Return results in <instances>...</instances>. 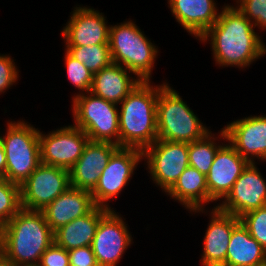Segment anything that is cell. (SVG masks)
Returning <instances> with one entry per match:
<instances>
[{
	"mask_svg": "<svg viewBox=\"0 0 266 266\" xmlns=\"http://www.w3.org/2000/svg\"><path fill=\"white\" fill-rule=\"evenodd\" d=\"M142 159V150L136 148L119 147L112 154L100 174L97 185L91 191L96 206L111 210L107 202L121 193Z\"/></svg>",
	"mask_w": 266,
	"mask_h": 266,
	"instance_id": "30bf717a",
	"label": "cell"
},
{
	"mask_svg": "<svg viewBox=\"0 0 266 266\" xmlns=\"http://www.w3.org/2000/svg\"><path fill=\"white\" fill-rule=\"evenodd\" d=\"M65 65L67 76L78 90L86 94L90 92L93 83V74L83 65V63L72 57L67 51L65 52Z\"/></svg>",
	"mask_w": 266,
	"mask_h": 266,
	"instance_id": "83f0119b",
	"label": "cell"
},
{
	"mask_svg": "<svg viewBox=\"0 0 266 266\" xmlns=\"http://www.w3.org/2000/svg\"><path fill=\"white\" fill-rule=\"evenodd\" d=\"M88 95L78 93L72 98L75 121L73 125L82 129L90 141L108 142L120 146L117 104L97 97L91 92H88Z\"/></svg>",
	"mask_w": 266,
	"mask_h": 266,
	"instance_id": "52a82bcc",
	"label": "cell"
},
{
	"mask_svg": "<svg viewBox=\"0 0 266 266\" xmlns=\"http://www.w3.org/2000/svg\"><path fill=\"white\" fill-rule=\"evenodd\" d=\"M69 187V170L41 163L20 186L21 207L42 211Z\"/></svg>",
	"mask_w": 266,
	"mask_h": 266,
	"instance_id": "9c48e42d",
	"label": "cell"
},
{
	"mask_svg": "<svg viewBox=\"0 0 266 266\" xmlns=\"http://www.w3.org/2000/svg\"><path fill=\"white\" fill-rule=\"evenodd\" d=\"M265 262V249L240 221L233 228L223 266H258Z\"/></svg>",
	"mask_w": 266,
	"mask_h": 266,
	"instance_id": "cb8c5ba5",
	"label": "cell"
},
{
	"mask_svg": "<svg viewBox=\"0 0 266 266\" xmlns=\"http://www.w3.org/2000/svg\"><path fill=\"white\" fill-rule=\"evenodd\" d=\"M248 164L229 142L222 143L206 175L209 197L213 201L224 199Z\"/></svg>",
	"mask_w": 266,
	"mask_h": 266,
	"instance_id": "2e32d148",
	"label": "cell"
},
{
	"mask_svg": "<svg viewBox=\"0 0 266 266\" xmlns=\"http://www.w3.org/2000/svg\"><path fill=\"white\" fill-rule=\"evenodd\" d=\"M236 8L259 29H266V0H237ZM240 3V4H239Z\"/></svg>",
	"mask_w": 266,
	"mask_h": 266,
	"instance_id": "f546056e",
	"label": "cell"
},
{
	"mask_svg": "<svg viewBox=\"0 0 266 266\" xmlns=\"http://www.w3.org/2000/svg\"><path fill=\"white\" fill-rule=\"evenodd\" d=\"M217 21L200 37L210 39L219 66L247 67L266 54V46L250 22L235 6L224 5Z\"/></svg>",
	"mask_w": 266,
	"mask_h": 266,
	"instance_id": "6da1fadb",
	"label": "cell"
},
{
	"mask_svg": "<svg viewBox=\"0 0 266 266\" xmlns=\"http://www.w3.org/2000/svg\"><path fill=\"white\" fill-rule=\"evenodd\" d=\"M240 221L266 251V206L244 214Z\"/></svg>",
	"mask_w": 266,
	"mask_h": 266,
	"instance_id": "f1b7e54d",
	"label": "cell"
},
{
	"mask_svg": "<svg viewBox=\"0 0 266 266\" xmlns=\"http://www.w3.org/2000/svg\"><path fill=\"white\" fill-rule=\"evenodd\" d=\"M129 72V73H128ZM131 72L123 66L111 63L93 74L90 92L106 101L120 104L141 82L137 77H130Z\"/></svg>",
	"mask_w": 266,
	"mask_h": 266,
	"instance_id": "44dd1931",
	"label": "cell"
},
{
	"mask_svg": "<svg viewBox=\"0 0 266 266\" xmlns=\"http://www.w3.org/2000/svg\"><path fill=\"white\" fill-rule=\"evenodd\" d=\"M6 154L3 148V145L0 142V178H4L6 174Z\"/></svg>",
	"mask_w": 266,
	"mask_h": 266,
	"instance_id": "836d02e7",
	"label": "cell"
},
{
	"mask_svg": "<svg viewBox=\"0 0 266 266\" xmlns=\"http://www.w3.org/2000/svg\"><path fill=\"white\" fill-rule=\"evenodd\" d=\"M108 211L107 208L96 206L87 215L59 227L54 231V242L67 251L91 246L99 221Z\"/></svg>",
	"mask_w": 266,
	"mask_h": 266,
	"instance_id": "7402d4cb",
	"label": "cell"
},
{
	"mask_svg": "<svg viewBox=\"0 0 266 266\" xmlns=\"http://www.w3.org/2000/svg\"><path fill=\"white\" fill-rule=\"evenodd\" d=\"M70 266H98L91 246H83L68 251Z\"/></svg>",
	"mask_w": 266,
	"mask_h": 266,
	"instance_id": "d6a6232c",
	"label": "cell"
},
{
	"mask_svg": "<svg viewBox=\"0 0 266 266\" xmlns=\"http://www.w3.org/2000/svg\"><path fill=\"white\" fill-rule=\"evenodd\" d=\"M141 81L120 103V147L144 150L157 139L156 104L159 86Z\"/></svg>",
	"mask_w": 266,
	"mask_h": 266,
	"instance_id": "3957f363",
	"label": "cell"
},
{
	"mask_svg": "<svg viewBox=\"0 0 266 266\" xmlns=\"http://www.w3.org/2000/svg\"><path fill=\"white\" fill-rule=\"evenodd\" d=\"M122 217L109 210L99 221L92 242V250L98 266H117L132 237Z\"/></svg>",
	"mask_w": 266,
	"mask_h": 266,
	"instance_id": "4fadbf2b",
	"label": "cell"
},
{
	"mask_svg": "<svg viewBox=\"0 0 266 266\" xmlns=\"http://www.w3.org/2000/svg\"><path fill=\"white\" fill-rule=\"evenodd\" d=\"M167 193L190 212H203L204 204L213 202L208 194L206 175L191 166L184 170Z\"/></svg>",
	"mask_w": 266,
	"mask_h": 266,
	"instance_id": "603a6c76",
	"label": "cell"
},
{
	"mask_svg": "<svg viewBox=\"0 0 266 266\" xmlns=\"http://www.w3.org/2000/svg\"><path fill=\"white\" fill-rule=\"evenodd\" d=\"M119 147L113 143L89 140L80 158L69 169L71 187L91 192L112 154Z\"/></svg>",
	"mask_w": 266,
	"mask_h": 266,
	"instance_id": "e0dca14e",
	"label": "cell"
},
{
	"mask_svg": "<svg viewBox=\"0 0 266 266\" xmlns=\"http://www.w3.org/2000/svg\"><path fill=\"white\" fill-rule=\"evenodd\" d=\"M66 51L95 74L112 63L109 44L66 47Z\"/></svg>",
	"mask_w": 266,
	"mask_h": 266,
	"instance_id": "d4e9b609",
	"label": "cell"
},
{
	"mask_svg": "<svg viewBox=\"0 0 266 266\" xmlns=\"http://www.w3.org/2000/svg\"><path fill=\"white\" fill-rule=\"evenodd\" d=\"M258 266H266V262L264 264L258 265Z\"/></svg>",
	"mask_w": 266,
	"mask_h": 266,
	"instance_id": "d590c367",
	"label": "cell"
},
{
	"mask_svg": "<svg viewBox=\"0 0 266 266\" xmlns=\"http://www.w3.org/2000/svg\"><path fill=\"white\" fill-rule=\"evenodd\" d=\"M211 132L203 138L189 143L188 156L189 166L196 168L199 172L207 175L213 164L217 150L222 145H217Z\"/></svg>",
	"mask_w": 266,
	"mask_h": 266,
	"instance_id": "484cf974",
	"label": "cell"
},
{
	"mask_svg": "<svg viewBox=\"0 0 266 266\" xmlns=\"http://www.w3.org/2000/svg\"><path fill=\"white\" fill-rule=\"evenodd\" d=\"M39 131L24 121L7 123V133L0 136L6 154L8 181L22 185L41 164Z\"/></svg>",
	"mask_w": 266,
	"mask_h": 266,
	"instance_id": "8992f818",
	"label": "cell"
},
{
	"mask_svg": "<svg viewBox=\"0 0 266 266\" xmlns=\"http://www.w3.org/2000/svg\"><path fill=\"white\" fill-rule=\"evenodd\" d=\"M95 207L90 191L69 187L41 212L50 228L55 231L74 219L87 215Z\"/></svg>",
	"mask_w": 266,
	"mask_h": 266,
	"instance_id": "d6986e66",
	"label": "cell"
},
{
	"mask_svg": "<svg viewBox=\"0 0 266 266\" xmlns=\"http://www.w3.org/2000/svg\"><path fill=\"white\" fill-rule=\"evenodd\" d=\"M211 221L204 236V247L201 258L203 266H223L233 228L240 218L220 211L214 207Z\"/></svg>",
	"mask_w": 266,
	"mask_h": 266,
	"instance_id": "ac0fdd59",
	"label": "cell"
},
{
	"mask_svg": "<svg viewBox=\"0 0 266 266\" xmlns=\"http://www.w3.org/2000/svg\"><path fill=\"white\" fill-rule=\"evenodd\" d=\"M258 170L255 163H249L224 201L215 207L240 218L250 211L266 206V180Z\"/></svg>",
	"mask_w": 266,
	"mask_h": 266,
	"instance_id": "7c38bea8",
	"label": "cell"
},
{
	"mask_svg": "<svg viewBox=\"0 0 266 266\" xmlns=\"http://www.w3.org/2000/svg\"><path fill=\"white\" fill-rule=\"evenodd\" d=\"M109 48L112 63L128 69L140 81H150L158 50L135 22L111 25Z\"/></svg>",
	"mask_w": 266,
	"mask_h": 266,
	"instance_id": "5b68a950",
	"label": "cell"
},
{
	"mask_svg": "<svg viewBox=\"0 0 266 266\" xmlns=\"http://www.w3.org/2000/svg\"><path fill=\"white\" fill-rule=\"evenodd\" d=\"M156 115L161 140L191 143L210 132L167 82L159 86Z\"/></svg>",
	"mask_w": 266,
	"mask_h": 266,
	"instance_id": "277c9868",
	"label": "cell"
},
{
	"mask_svg": "<svg viewBox=\"0 0 266 266\" xmlns=\"http://www.w3.org/2000/svg\"><path fill=\"white\" fill-rule=\"evenodd\" d=\"M41 163L69 170L83 153L89 137L75 125L53 130L47 135L39 131Z\"/></svg>",
	"mask_w": 266,
	"mask_h": 266,
	"instance_id": "8fae6325",
	"label": "cell"
},
{
	"mask_svg": "<svg viewBox=\"0 0 266 266\" xmlns=\"http://www.w3.org/2000/svg\"><path fill=\"white\" fill-rule=\"evenodd\" d=\"M11 56L0 55V93H4L18 79V72Z\"/></svg>",
	"mask_w": 266,
	"mask_h": 266,
	"instance_id": "1f68e13d",
	"label": "cell"
},
{
	"mask_svg": "<svg viewBox=\"0 0 266 266\" xmlns=\"http://www.w3.org/2000/svg\"><path fill=\"white\" fill-rule=\"evenodd\" d=\"M214 2V0H168L176 21L198 40L219 17L220 13Z\"/></svg>",
	"mask_w": 266,
	"mask_h": 266,
	"instance_id": "ffe728a7",
	"label": "cell"
},
{
	"mask_svg": "<svg viewBox=\"0 0 266 266\" xmlns=\"http://www.w3.org/2000/svg\"><path fill=\"white\" fill-rule=\"evenodd\" d=\"M21 209L20 185L0 178V228Z\"/></svg>",
	"mask_w": 266,
	"mask_h": 266,
	"instance_id": "4316f807",
	"label": "cell"
},
{
	"mask_svg": "<svg viewBox=\"0 0 266 266\" xmlns=\"http://www.w3.org/2000/svg\"><path fill=\"white\" fill-rule=\"evenodd\" d=\"M105 17L99 11L88 7H75L62 36L66 47L109 44V29Z\"/></svg>",
	"mask_w": 266,
	"mask_h": 266,
	"instance_id": "9a60e30c",
	"label": "cell"
},
{
	"mask_svg": "<svg viewBox=\"0 0 266 266\" xmlns=\"http://www.w3.org/2000/svg\"><path fill=\"white\" fill-rule=\"evenodd\" d=\"M54 242V231L41 211L21 209L0 228V253L18 266H37Z\"/></svg>",
	"mask_w": 266,
	"mask_h": 266,
	"instance_id": "7a4b0ae2",
	"label": "cell"
},
{
	"mask_svg": "<svg viewBox=\"0 0 266 266\" xmlns=\"http://www.w3.org/2000/svg\"><path fill=\"white\" fill-rule=\"evenodd\" d=\"M37 266H70L68 251L53 242L41 255Z\"/></svg>",
	"mask_w": 266,
	"mask_h": 266,
	"instance_id": "4dcf8cb0",
	"label": "cell"
},
{
	"mask_svg": "<svg viewBox=\"0 0 266 266\" xmlns=\"http://www.w3.org/2000/svg\"><path fill=\"white\" fill-rule=\"evenodd\" d=\"M0 266H18L0 253Z\"/></svg>",
	"mask_w": 266,
	"mask_h": 266,
	"instance_id": "e575fe53",
	"label": "cell"
},
{
	"mask_svg": "<svg viewBox=\"0 0 266 266\" xmlns=\"http://www.w3.org/2000/svg\"><path fill=\"white\" fill-rule=\"evenodd\" d=\"M188 148L189 143L186 142L157 139L142 151L143 159L147 160L151 179L165 193L189 166Z\"/></svg>",
	"mask_w": 266,
	"mask_h": 266,
	"instance_id": "ba28073f",
	"label": "cell"
},
{
	"mask_svg": "<svg viewBox=\"0 0 266 266\" xmlns=\"http://www.w3.org/2000/svg\"><path fill=\"white\" fill-rule=\"evenodd\" d=\"M249 163L266 160V116H250L227 124L219 132Z\"/></svg>",
	"mask_w": 266,
	"mask_h": 266,
	"instance_id": "5bb4252c",
	"label": "cell"
}]
</instances>
